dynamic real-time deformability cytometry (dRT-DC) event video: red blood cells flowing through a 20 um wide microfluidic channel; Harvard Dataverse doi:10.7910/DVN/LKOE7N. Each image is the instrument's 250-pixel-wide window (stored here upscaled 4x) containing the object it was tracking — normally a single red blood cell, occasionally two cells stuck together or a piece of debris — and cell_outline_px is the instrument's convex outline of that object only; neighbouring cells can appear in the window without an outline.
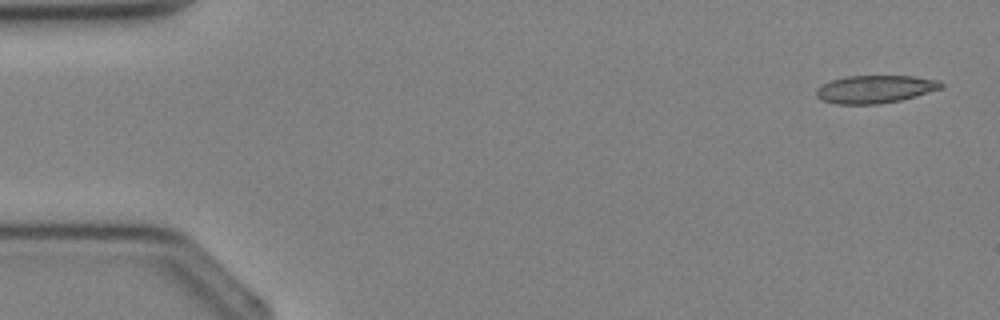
{"species": "Egyptian fruit bat (a non-hibernating species)", "species_latin": "Rousettus aegyptiacus", "temperature_condition": "cold", "stored_images_in_passage": 4, "camera_frame_rate_fps": 3000, "um_per_image_px": 0.085, "animal": {"sex": "female"}, "frame": {"image": 1, "passage_image": 1, "time_ms": 0.0, "image_size_px": [1000, 320], "cell_outline_px": [[944, 88], [916, 96], [900, 100], [880, 104], [836, 104], [820, 100], [816, 96], [816, 88], [820, 84], [832, 80], [848, 76], [912, 76], [940, 80], [944, 84]], "centroid_in_image_um": [74.38, 7.58], "position_along_channel_um": 10.6, "area_um2": 20.46}}